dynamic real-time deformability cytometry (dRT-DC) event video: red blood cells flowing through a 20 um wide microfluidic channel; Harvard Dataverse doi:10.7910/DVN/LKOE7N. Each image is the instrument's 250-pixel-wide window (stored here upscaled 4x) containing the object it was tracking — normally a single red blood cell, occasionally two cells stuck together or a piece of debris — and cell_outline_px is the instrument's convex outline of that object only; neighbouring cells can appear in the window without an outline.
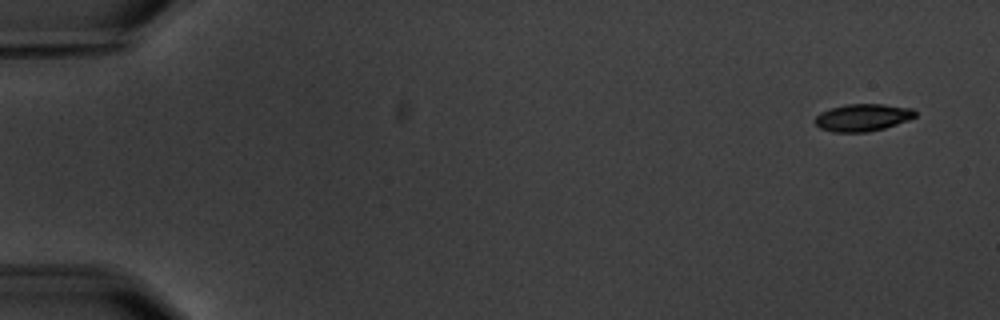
{"species": "common noctule bat (a hibernating species)", "species_latin": "Nyctalus noctula", "temperature_condition": "warm", "stored_images_in_passage": 4, "camera_frame_rate_fps": 3000, "um_per_image_px": 0.085, "animal": {"sex": "male", "body_mass_g": 20.1, "forearm_length_mm": 53.5}, "frame": {"image": 1, "passage_image": 1, "time_ms": 0.0, "image_size_px": [1000, 320], "cell_outline_px": [[916, 116], [908, 120], [884, 128], [868, 132], [832, 132], [820, 128], [816, 124], [816, 116], [820, 112], [844, 104], [884, 104], [912, 108], [916, 112]], "centroid_in_image_um": [73.33, 9.98], "position_along_channel_um": 11.7, "area_um2": 15.9}}